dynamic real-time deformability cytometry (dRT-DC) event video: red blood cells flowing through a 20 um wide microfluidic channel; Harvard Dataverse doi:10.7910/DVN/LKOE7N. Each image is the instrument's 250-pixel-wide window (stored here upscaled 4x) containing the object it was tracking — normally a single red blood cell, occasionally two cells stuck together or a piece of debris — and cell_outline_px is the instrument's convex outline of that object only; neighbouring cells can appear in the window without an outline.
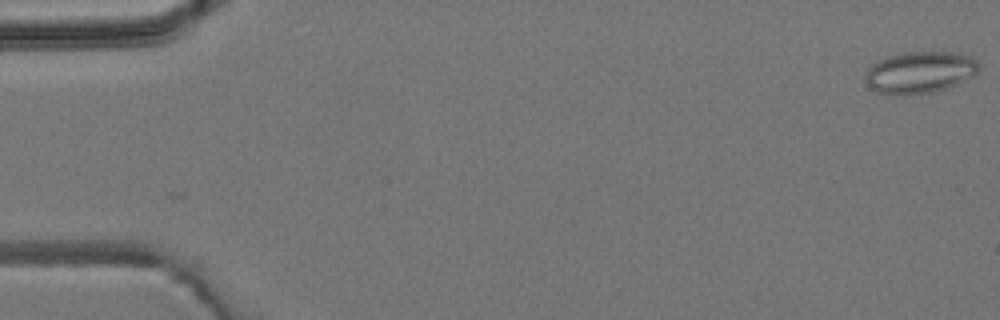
{"species": "common noctule bat (a hibernating species)", "species_latin": "Nyctalus noctula", "temperature_condition": "room temperature", "stored_images_in_passage": 2, "camera_frame_rate_fps": 3000, "um_per_image_px": 0.085, "animal": {"sex": "male", "body_mass_g": 19.2, "forearm_length_mm": 51.8}, "frame": {"image": 1, "passage_image": 2, "time_ms": 1.333, "image_size_px": [1000, 320], "cell_outline_px": [[980, 68], [972, 76], [956, 84], [932, 92], [900, 96], [876, 92], [868, 88], [864, 80], [864, 72], [876, 60], [888, 56], [904, 52], [956, 52], [972, 56], [976, 60]], "centroid_in_image_um": [78.12, 6.15], "position_along_channel_um": 6.9, "area_um2": 28.03}}